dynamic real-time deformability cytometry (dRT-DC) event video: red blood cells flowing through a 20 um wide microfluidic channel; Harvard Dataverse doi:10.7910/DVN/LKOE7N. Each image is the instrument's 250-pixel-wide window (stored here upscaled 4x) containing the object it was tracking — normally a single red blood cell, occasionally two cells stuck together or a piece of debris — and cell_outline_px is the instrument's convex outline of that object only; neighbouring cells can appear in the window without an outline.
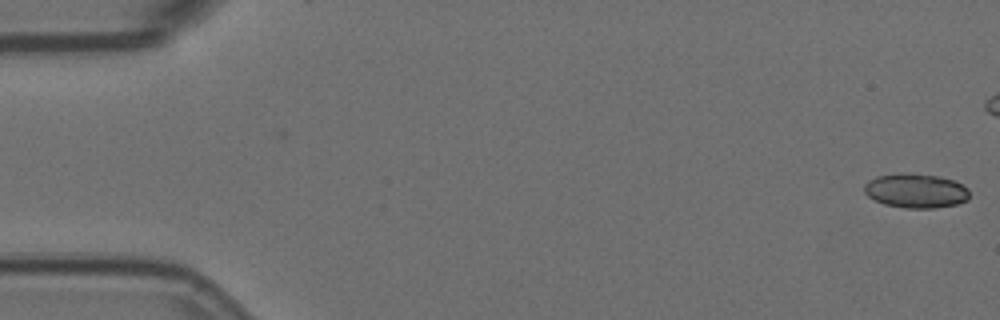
{"species": "Egyptian fruit bat (a non-hibernating species)", "species_latin": "Rousettus aegyptiacus", "temperature_condition": "room temperature", "stored_images_in_passage": 49, "camera_frame_rate_fps": 3000, "um_per_image_px": 0.085, "animal": {"sex": "female"}, "frame": {"image": 1, "passage_image": 1, "time_ms": 0.0, "image_size_px": [1000, 320], "cell_outline_px": [[968, 200], [956, 204], [932, 208], [904, 208], [884, 204], [868, 196], [864, 192], [864, 184], [868, 180], [876, 176], [908, 172], [940, 176], [956, 180], [968, 188]], "centroid_in_image_um": [77.85, 16.2], "position_along_channel_um": 7.2, "area_um2": 21.27}}
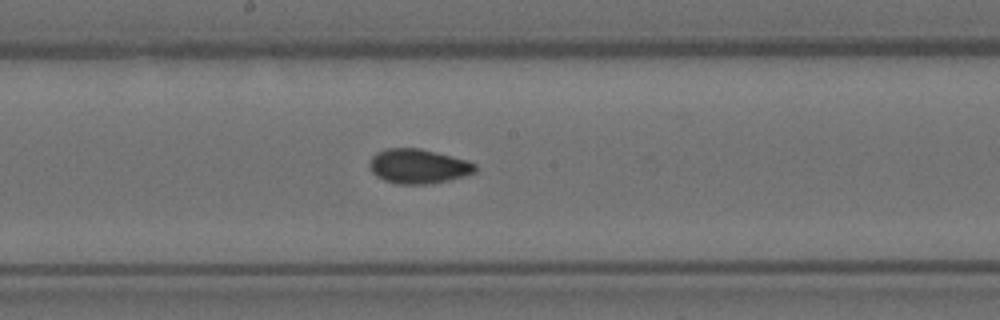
{"frame": {"image": 2, "passage_image": 30, "time_ms": 9.667, "image_size_px": [1000, 320], "cell_outline_px": [[476, 172], [464, 176], [432, 184], [396, 184], [384, 180], [376, 176], [372, 172], [368, 164], [372, 156], [376, 152], [388, 148], [420, 148], [468, 160], [476, 164]], "centroid_in_image_um": [35.55, 14.13], "position_along_channel_um": 212.7, "area_um2": 21.44}}
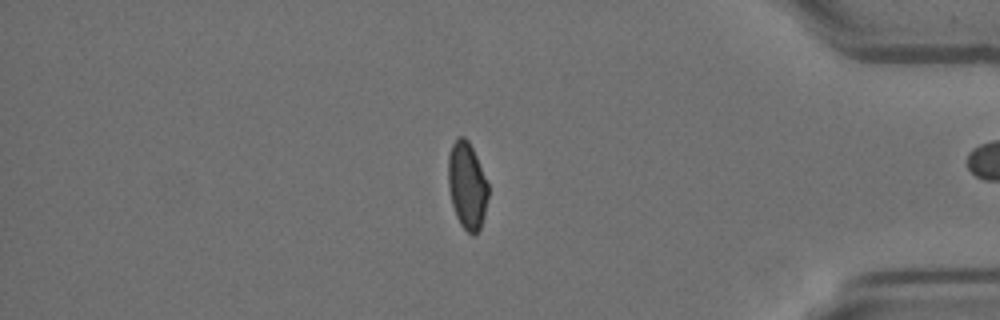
{"frame": {"image": 3, "passage_image": 48, "time_ms": 15.667, "image_size_px": [1000, 320], "cell_outline_px": [[488, 196], [480, 228], [472, 236], [460, 224], [456, 216], [452, 204], [448, 188], [448, 156], [452, 144], [460, 136], [464, 136], [468, 140], [476, 156], [488, 184]], "centroid_in_image_um": [39.68, 15.76], "position_along_channel_um": 395.5, "area_um2": 20.06}}